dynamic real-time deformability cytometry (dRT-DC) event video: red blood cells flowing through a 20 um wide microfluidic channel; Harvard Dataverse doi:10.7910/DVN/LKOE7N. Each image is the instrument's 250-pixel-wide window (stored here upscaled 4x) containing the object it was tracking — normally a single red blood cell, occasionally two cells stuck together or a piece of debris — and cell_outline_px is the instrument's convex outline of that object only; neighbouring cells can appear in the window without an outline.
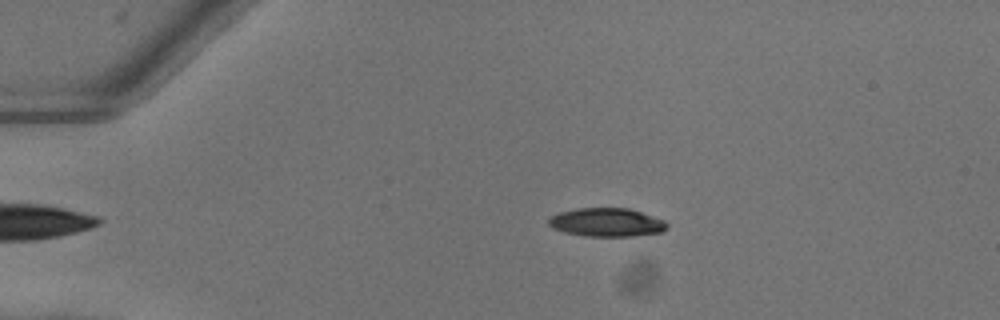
{"species": "common noctule bat (a hibernating species)", "species_latin": "Nyctalus noctula", "temperature_condition": "warm", "stored_images_in_passage": 53, "camera_frame_rate_fps": 3000, "um_per_image_px": 0.085, "animal": {"sex": "female"}, "frame": {"image": 1, "passage_image": 12, "time_ms": 3.667, "image_size_px": [1000, 320], "cell_outline_px": [[668, 228], [664, 232], [632, 236], [584, 236], [564, 232], [552, 228], [548, 224], [548, 220], [552, 216], [560, 212], [580, 208], [628, 208], [664, 220], [668, 224]], "centroid_in_image_um": [51.58, 18.91], "position_along_channel_um": 33.4, "area_um2": 19.65}}
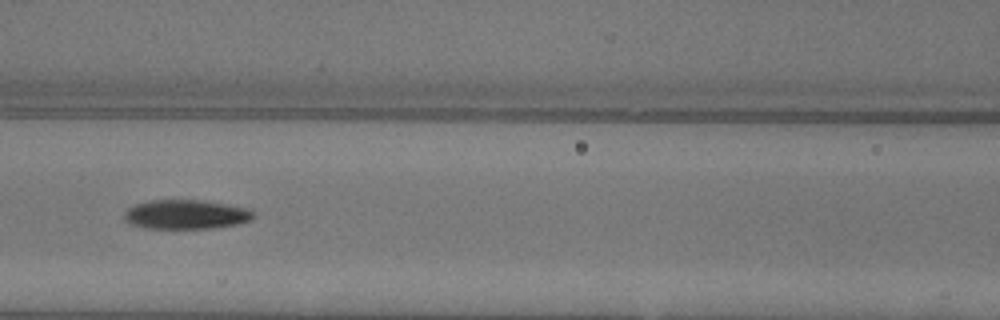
{"frame": {"image": 2, "passage_image": 25, "time_ms": 8.0, "image_size_px": [1000, 320], "cell_outline_px": [[256, 216], [252, 220], [236, 224], [212, 228], [148, 228], [132, 224], [124, 220], [124, 212], [128, 208], [136, 204], [152, 200], [204, 200], [248, 208]], "centroid_in_image_um": [15.82, 18.22], "position_along_channel_um": 150.8, "area_um2": 21.96}}
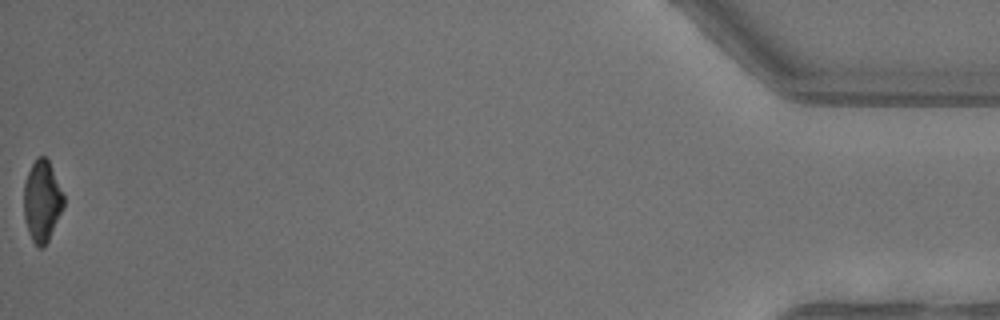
{"frame": {"image": 3, "passage_image": 53, "time_ms": 17.333, "image_size_px": [1000, 320], "cell_outline_px": [[64, 208], [44, 248], [36, 248], [28, 232], [24, 220], [24, 180], [36, 156], [44, 156], [48, 160], [64, 196]], "centroid_in_image_um": [3.56, 17.12], "position_along_channel_um": 431.6, "area_um2": 18.96}, "authors_computed_cell_mechanics": {"area_um2": 20.8658, "velocity_mm_per_s": 4.0468, "shape_relaxation_time_tau1_ms": 3.4779, "shape_relaxation_time_tau2_ms": 6.3635, "deformation_change_tau1": 0.1725, "deformation_change_tau2": 0.1503}}